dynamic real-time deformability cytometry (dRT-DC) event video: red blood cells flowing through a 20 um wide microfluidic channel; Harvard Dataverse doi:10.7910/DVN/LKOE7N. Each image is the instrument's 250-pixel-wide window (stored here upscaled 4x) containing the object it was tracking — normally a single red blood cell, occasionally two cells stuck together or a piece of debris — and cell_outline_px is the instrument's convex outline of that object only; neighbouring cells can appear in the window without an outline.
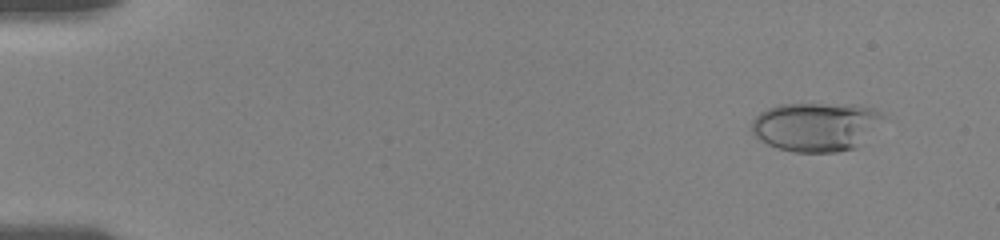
{"species": "human", "species_latin": "Homo sapiens", "temperature_condition": "room temperature", "stored_images_in_passage": 10, "camera_frame_rate_fps": 3000, "um_per_image_px": 0.085, "donor": {"sex": "female"}, "frame": {"image": 1, "passage_image": 2, "time_ms": 1.333, "image_size_px": [1000, 240], "cell_outline_px": [[884, 116], [864, 144], [856, 148], [836, 152], [792, 152], [768, 144], [760, 140], [752, 132], [752, 120], [760, 112], [776, 104], [856, 104], [872, 108], [884, 112]], "centroid_in_image_um": [69.38, 10.76], "position_along_channel_um": 15.6, "area_um2": 37.86}}
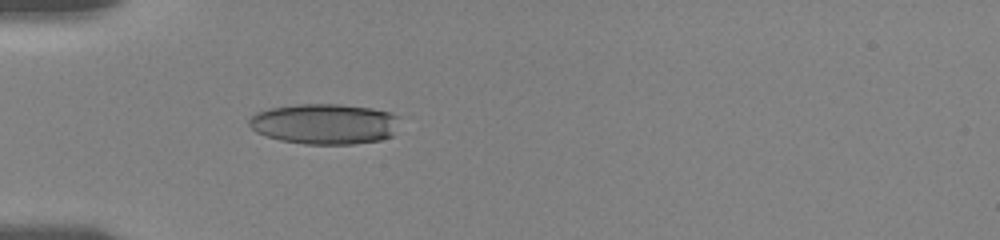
{"frame": {"image": 2, "passage_image": 7, "time_ms": 5.667, "image_size_px": [1000, 240], "cell_outline_px": [[400, 116], [392, 136], [380, 140], [356, 144], [304, 144], [280, 140], [256, 132], [248, 124], [248, 120], [256, 112], [268, 108], [296, 104], [340, 104], [372, 108], [392, 112]], "centroid_in_image_um": [27.6, 10.52], "position_along_channel_um": 57.4, "area_um2": 35.84}}
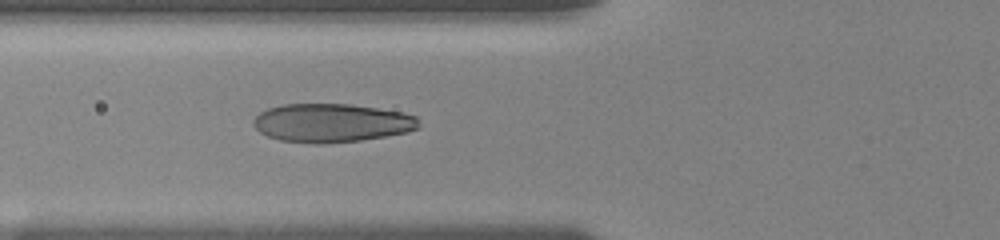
{"frame": {"image": 3, "passage_image": 10, "time_ms": 7.0, "image_size_px": [1000, 240], "cell_outline_px": [[420, 128], [408, 132], [360, 140], [324, 144], [316, 144], [280, 140], [268, 136], [260, 132], [252, 124], [252, 120], [260, 112], [268, 108], [284, 104], [352, 104], [404, 112], [416, 116]], "centroid_in_image_um": [28.19, 10.44], "position_along_channel_um": 97.6, "area_um2": 37.34}}